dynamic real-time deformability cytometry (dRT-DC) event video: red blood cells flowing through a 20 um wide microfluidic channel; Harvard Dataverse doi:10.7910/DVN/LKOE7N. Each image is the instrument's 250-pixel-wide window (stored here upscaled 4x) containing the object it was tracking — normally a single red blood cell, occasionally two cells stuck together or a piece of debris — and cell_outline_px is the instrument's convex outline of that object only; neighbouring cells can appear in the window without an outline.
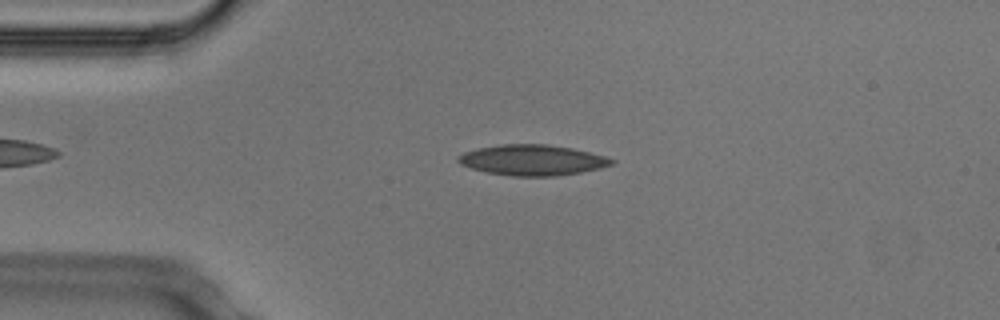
{"species": "Egyptian fruit bat (a non-hibernating species)", "species_latin": "Rousettus aegyptiacus", "temperature_condition": "cold", "stored_images_in_passage": 43, "camera_frame_rate_fps": 3000, "um_per_image_px": 0.085, "animal": {"sex": "male"}, "frame": {"image": 1, "passage_image": 2, "time_ms": 0.333, "image_size_px": [1000, 320], "cell_outline_px": [[616, 160], [612, 164], [600, 168], [580, 172], [556, 176], [512, 176], [488, 172], [472, 168], [460, 164], [456, 160], [456, 156], [464, 152], [476, 148], [500, 144], [548, 144], [572, 148], [604, 156]], "centroid_in_image_um": [45.21, 13.6], "position_along_channel_um": 39.8, "area_um2": 27.34}}
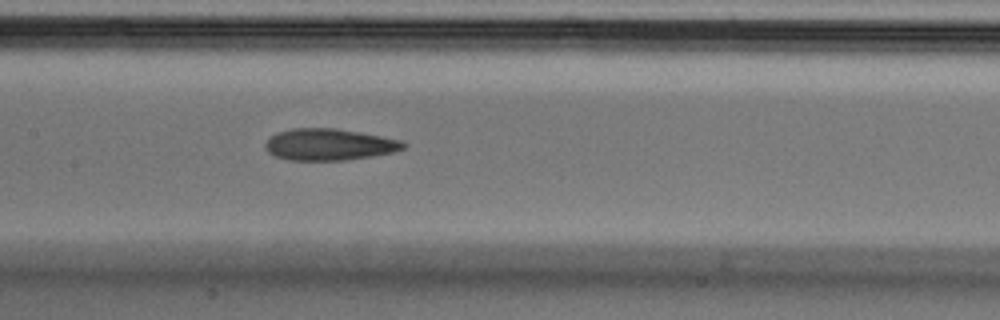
{"frame": {"image": 2, "passage_image": 15, "time_ms": 4.667, "image_size_px": [1000, 320], "cell_outline_px": [[408, 144], [404, 148], [392, 152], [372, 156], [348, 160], [288, 160], [276, 156], [268, 152], [264, 144], [276, 132], [292, 128], [336, 128], [404, 140]], "centroid_in_image_um": [28.0, 12.28], "position_along_channel_um": 179.4, "area_um2": 25.49}}
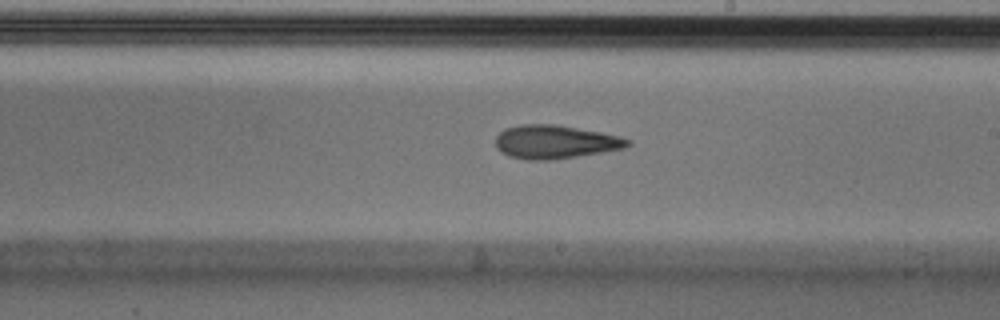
{"frame": {"image": 3, "passage_image": 20, "time_ms": 6.333, "image_size_px": [1000, 320], "cell_outline_px": [[632, 144], [624, 148], [552, 160], [528, 160], [508, 156], [496, 148], [496, 136], [504, 128], [520, 124], [556, 124], [600, 132], [620, 136], [632, 140]], "centroid_in_image_um": [47.17, 12.05], "position_along_channel_um": 241.8, "area_um2": 25.84}, "authors_computed_cell_mechanics": {"area_um2": 26.1256, "velocity_mm_per_s": 3.7576, "shape_relaxation_time_tau1_ms": null, "shape_relaxation_time_tau2_ms": 5.4175, "deformation_change_tau1": null, "deformation_change_tau2": 0.1528}}